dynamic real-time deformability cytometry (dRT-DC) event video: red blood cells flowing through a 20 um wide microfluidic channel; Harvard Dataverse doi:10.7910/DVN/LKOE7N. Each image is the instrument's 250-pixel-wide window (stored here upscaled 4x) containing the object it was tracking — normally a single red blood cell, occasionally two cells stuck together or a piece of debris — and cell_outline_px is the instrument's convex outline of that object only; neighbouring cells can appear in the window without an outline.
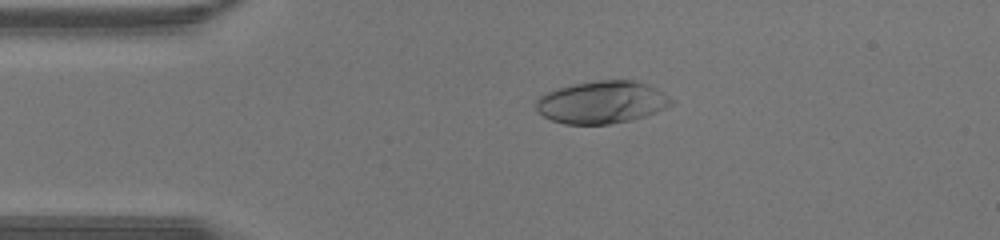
{"species": "human", "species_latin": "Homo sapiens", "temperature_condition": "warm", "stored_images_in_passage": 42, "camera_frame_rate_fps": 3000, "um_per_image_px": 0.085, "donor": {"sex": "male"}, "frame": {"image": 1, "passage_image": 9, "time_ms": 2.667, "image_size_px": [1000, 240], "cell_outline_px": [[672, 104], [656, 112], [632, 120], [608, 124], [564, 124], [552, 120], [544, 116], [536, 108], [536, 100], [540, 96], [556, 88], [572, 84], [600, 80], [636, 80], [668, 96], [672, 100]], "centroid_in_image_um": [51.12, 8.69], "position_along_channel_um": 33.9, "area_um2": 33.06}}
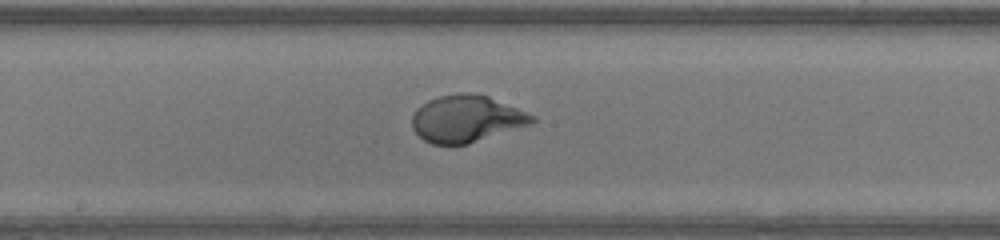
{"frame": {"image": 2, "passage_image": 22, "time_ms": 7.0, "image_size_px": [1000, 240], "cell_outline_px": [[536, 120], [532, 124], [468, 144], [432, 144], [424, 140], [412, 128], [412, 116], [416, 108], [428, 100], [440, 96], [464, 92], [468, 92], [488, 96], [536, 116]], "centroid_in_image_um": [39.65, 10.09], "position_along_channel_um": 208.6, "area_um2": 32.71}}
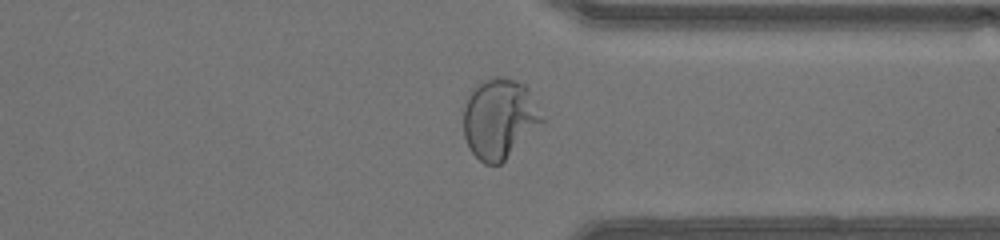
{"frame": {"image": 3, "passage_image": 32, "time_ms": 10.333, "image_size_px": [1000, 240], "cell_outline_px": [[548, 120], [500, 164], [484, 164], [468, 148], [464, 136], [464, 108], [468, 96], [472, 88], [480, 80], [492, 76], [504, 76], [524, 84], [528, 88]], "centroid_in_image_um": [42.49, 10.05], "position_along_channel_um": 368.9, "area_um2": 37.45}}